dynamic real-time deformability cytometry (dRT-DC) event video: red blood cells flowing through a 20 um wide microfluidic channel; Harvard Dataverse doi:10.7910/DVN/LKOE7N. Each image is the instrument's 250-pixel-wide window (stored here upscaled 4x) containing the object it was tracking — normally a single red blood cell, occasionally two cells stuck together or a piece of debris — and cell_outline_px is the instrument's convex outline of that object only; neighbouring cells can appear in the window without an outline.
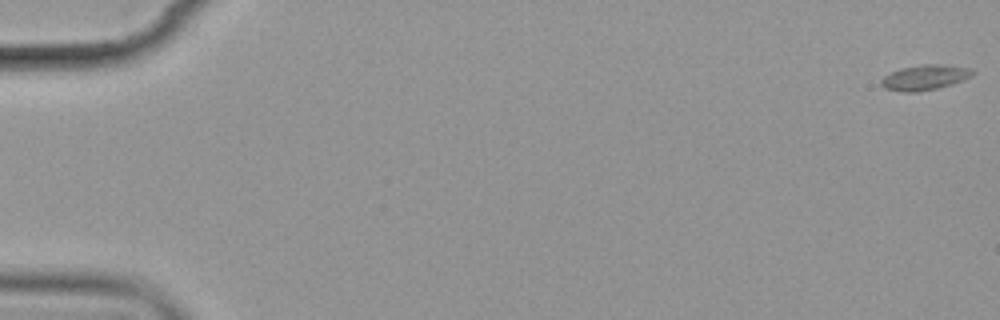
{"species": "common noctule bat (a hibernating species)", "species_latin": "Nyctalus noctula", "temperature_condition": "cold", "stored_images_in_passage": 16, "camera_frame_rate_fps": 3000, "um_per_image_px": 0.085, "animal": {"sex": "female", "body_mass_g": 19.9}, "frame": {"image": 1, "passage_image": 1, "time_ms": 0.0, "image_size_px": [1000, 320], "cell_outline_px": [[976, 72], [972, 76], [952, 84], [936, 88], [916, 92], [904, 92], [884, 88], [880, 84], [880, 80], [884, 76], [900, 68], [920, 64], [944, 64], [972, 68]], "centroid_in_image_um": [78.62, 6.56], "position_along_channel_um": 6.4, "area_um2": 13.53}}
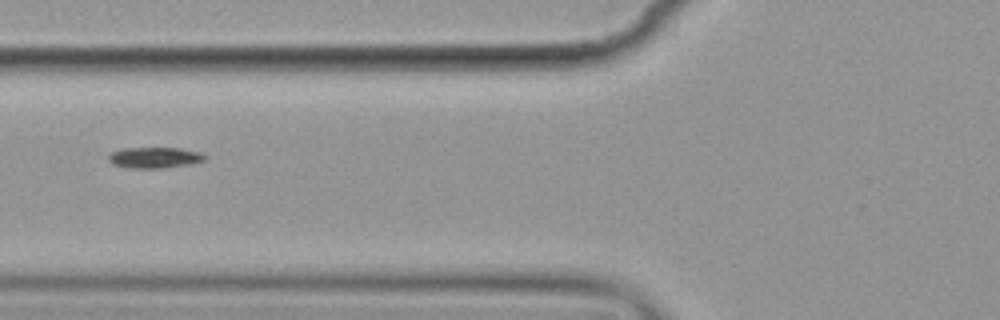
{"frame": {"image": 2, "passage_image": 7, "time_ms": 7.667, "image_size_px": [1000, 320], "cell_outline_px": [[208, 156], [204, 160], [192, 164], [164, 168], [128, 168], [112, 164], [108, 160], [108, 156], [112, 152], [124, 148], [180, 148], [200, 152]], "centroid_in_image_um": [13.16, 13.4], "position_along_channel_um": 112.6, "area_um2": 11.85}}
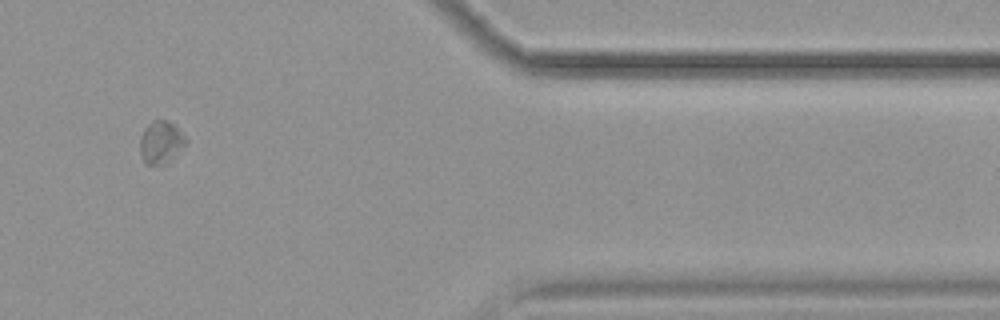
{"frame": {"image": 3, "passage_image": 14, "time_ms": 16.667, "image_size_px": [1000, 320], "cell_outline_px": [[188, 140], [168, 164], [144, 164], [140, 152], [140, 136], [144, 128], [152, 120], [168, 120]], "centroid_in_image_um": [13.64, 12.11], "position_along_channel_um": 397.8, "area_um2": 11.33}, "authors_computed_cell_mechanics": {"area_um2": 11.7912, "velocity_mm_per_s": 3.4904, "shape_relaxation_time_tau1_ms": 6.9135, "shape_relaxation_time_tau2_ms": null, "deformation_change_tau1": 0.2027, "deformation_change_tau2": null}}